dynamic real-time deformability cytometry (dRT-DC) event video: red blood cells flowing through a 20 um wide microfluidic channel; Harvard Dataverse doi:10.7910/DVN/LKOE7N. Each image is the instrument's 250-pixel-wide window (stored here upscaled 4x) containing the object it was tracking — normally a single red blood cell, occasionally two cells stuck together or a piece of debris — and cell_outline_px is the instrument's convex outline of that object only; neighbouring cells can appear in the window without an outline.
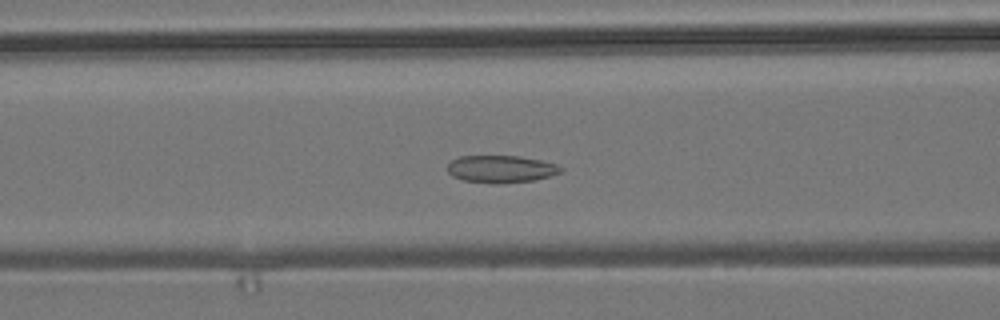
{"species": "common noctule bat (a hibernating species)", "species_latin": "Nyctalus noctula", "temperature_condition": "room temperature", "stored_images_in_passage": 37, "camera_frame_rate_fps": 3000, "um_per_image_px": 0.085, "animal": {"sex": "male", "body_mass_g": 19.2, "forearm_length_mm": 51.8}, "frame": {"image": 1, "passage_image": 22, "time_ms": 7.0, "image_size_px": [1000, 320], "cell_outline_px": [[564, 172], [552, 176], [536, 180], [496, 184], [464, 180], [452, 176], [448, 172], [448, 164], [452, 160], [460, 156], [520, 156], [540, 160], [556, 164], [564, 168]], "centroid_in_image_um": [42.64, 14.37], "position_along_channel_um": 124.0, "area_um2": 18.21}}
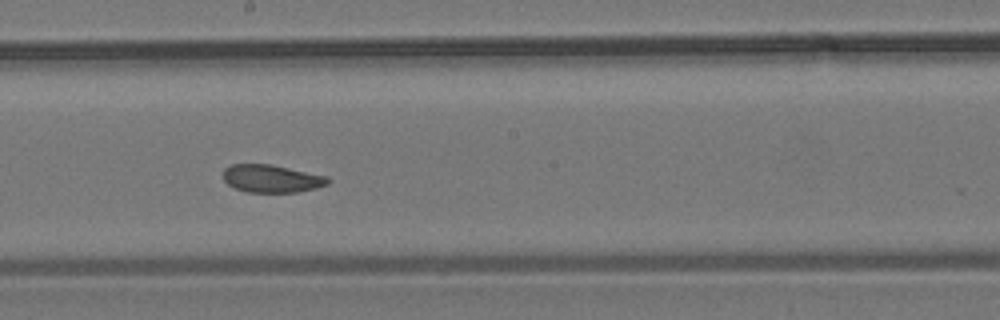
{"frame": {"image": 2, "passage_image": 30, "time_ms": 9.667, "image_size_px": [1000, 320], "cell_outline_px": [[328, 184], [316, 188], [296, 192], [248, 192], [236, 188], [228, 184], [224, 180], [224, 168], [232, 164], [272, 164], [328, 176]], "centroid_in_image_um": [23.09, 15.17], "position_along_channel_um": 225.1, "area_um2": 16.88}}
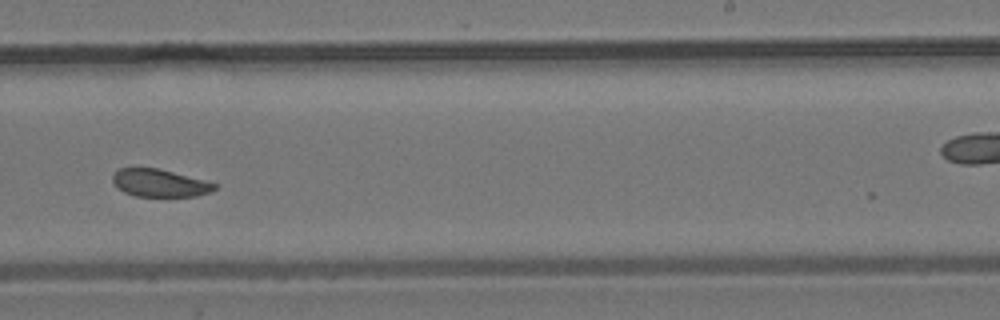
{"frame": {"image": 3, "passage_image": 34, "time_ms": 11.0, "image_size_px": [1000, 320], "cell_outline_px": [[216, 188], [208, 192], [196, 196], [136, 196], [124, 192], [112, 180], [112, 176], [120, 168], [160, 168], [204, 180], [216, 184]], "centroid_in_image_um": [13.57, 15.55], "position_along_channel_um": 275.4, "area_um2": 16.13}}